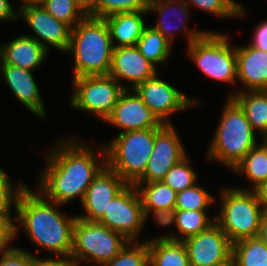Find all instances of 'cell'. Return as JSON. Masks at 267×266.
<instances>
[{"mask_svg":"<svg viewBox=\"0 0 267 266\" xmlns=\"http://www.w3.org/2000/svg\"><path fill=\"white\" fill-rule=\"evenodd\" d=\"M191 8H200L201 10L217 16L218 18H242L246 13L242 4L235 0H184ZM242 16V17H241Z\"/></svg>","mask_w":267,"mask_h":266,"instance_id":"cell-34","label":"cell"},{"mask_svg":"<svg viewBox=\"0 0 267 266\" xmlns=\"http://www.w3.org/2000/svg\"><path fill=\"white\" fill-rule=\"evenodd\" d=\"M48 51L34 38L20 35L0 46V64L14 65L33 71L47 59Z\"/></svg>","mask_w":267,"mask_h":266,"instance_id":"cell-21","label":"cell"},{"mask_svg":"<svg viewBox=\"0 0 267 266\" xmlns=\"http://www.w3.org/2000/svg\"><path fill=\"white\" fill-rule=\"evenodd\" d=\"M257 237L267 244V212L263 215L261 219L259 233Z\"/></svg>","mask_w":267,"mask_h":266,"instance_id":"cell-44","label":"cell"},{"mask_svg":"<svg viewBox=\"0 0 267 266\" xmlns=\"http://www.w3.org/2000/svg\"><path fill=\"white\" fill-rule=\"evenodd\" d=\"M214 266H236V262H235L234 257L231 255L224 262L218 263V264H216Z\"/></svg>","mask_w":267,"mask_h":266,"instance_id":"cell-45","label":"cell"},{"mask_svg":"<svg viewBox=\"0 0 267 266\" xmlns=\"http://www.w3.org/2000/svg\"><path fill=\"white\" fill-rule=\"evenodd\" d=\"M86 8L92 3V0H79Z\"/></svg>","mask_w":267,"mask_h":266,"instance_id":"cell-47","label":"cell"},{"mask_svg":"<svg viewBox=\"0 0 267 266\" xmlns=\"http://www.w3.org/2000/svg\"><path fill=\"white\" fill-rule=\"evenodd\" d=\"M113 45L104 18L87 15L71 29L66 54L73 57V77L108 75Z\"/></svg>","mask_w":267,"mask_h":266,"instance_id":"cell-3","label":"cell"},{"mask_svg":"<svg viewBox=\"0 0 267 266\" xmlns=\"http://www.w3.org/2000/svg\"><path fill=\"white\" fill-rule=\"evenodd\" d=\"M149 266H190L183 241L157 240L148 243Z\"/></svg>","mask_w":267,"mask_h":266,"instance_id":"cell-25","label":"cell"},{"mask_svg":"<svg viewBox=\"0 0 267 266\" xmlns=\"http://www.w3.org/2000/svg\"><path fill=\"white\" fill-rule=\"evenodd\" d=\"M214 197L199 184L177 192L176 210H208L214 203Z\"/></svg>","mask_w":267,"mask_h":266,"instance_id":"cell-35","label":"cell"},{"mask_svg":"<svg viewBox=\"0 0 267 266\" xmlns=\"http://www.w3.org/2000/svg\"><path fill=\"white\" fill-rule=\"evenodd\" d=\"M104 122L117 127L120 130L119 133L146 130L164 125L133 89L131 91L125 89L120 94L113 111Z\"/></svg>","mask_w":267,"mask_h":266,"instance_id":"cell-14","label":"cell"},{"mask_svg":"<svg viewBox=\"0 0 267 266\" xmlns=\"http://www.w3.org/2000/svg\"><path fill=\"white\" fill-rule=\"evenodd\" d=\"M70 106L89 112L105 121L116 105L120 94L127 89L110 75L72 78Z\"/></svg>","mask_w":267,"mask_h":266,"instance_id":"cell-9","label":"cell"},{"mask_svg":"<svg viewBox=\"0 0 267 266\" xmlns=\"http://www.w3.org/2000/svg\"><path fill=\"white\" fill-rule=\"evenodd\" d=\"M41 6L55 19L71 28L88 15L86 7L79 0H46Z\"/></svg>","mask_w":267,"mask_h":266,"instance_id":"cell-30","label":"cell"},{"mask_svg":"<svg viewBox=\"0 0 267 266\" xmlns=\"http://www.w3.org/2000/svg\"><path fill=\"white\" fill-rule=\"evenodd\" d=\"M190 266H214L232 255V243L214 223L207 230L183 241Z\"/></svg>","mask_w":267,"mask_h":266,"instance_id":"cell-15","label":"cell"},{"mask_svg":"<svg viewBox=\"0 0 267 266\" xmlns=\"http://www.w3.org/2000/svg\"><path fill=\"white\" fill-rule=\"evenodd\" d=\"M31 266H75L73 260L69 257L50 256L48 258H41L32 254Z\"/></svg>","mask_w":267,"mask_h":266,"instance_id":"cell-40","label":"cell"},{"mask_svg":"<svg viewBox=\"0 0 267 266\" xmlns=\"http://www.w3.org/2000/svg\"><path fill=\"white\" fill-rule=\"evenodd\" d=\"M140 53L155 66L165 64L171 54L172 43L152 26H147L136 44Z\"/></svg>","mask_w":267,"mask_h":266,"instance_id":"cell-28","label":"cell"},{"mask_svg":"<svg viewBox=\"0 0 267 266\" xmlns=\"http://www.w3.org/2000/svg\"><path fill=\"white\" fill-rule=\"evenodd\" d=\"M97 222L128 241H137L145 225V213L136 186L128 184L118 193Z\"/></svg>","mask_w":267,"mask_h":266,"instance_id":"cell-10","label":"cell"},{"mask_svg":"<svg viewBox=\"0 0 267 266\" xmlns=\"http://www.w3.org/2000/svg\"><path fill=\"white\" fill-rule=\"evenodd\" d=\"M127 242L128 240L122 235L97 221L76 218L70 258L75 266L86 262V264L102 266L111 261Z\"/></svg>","mask_w":267,"mask_h":266,"instance_id":"cell-8","label":"cell"},{"mask_svg":"<svg viewBox=\"0 0 267 266\" xmlns=\"http://www.w3.org/2000/svg\"><path fill=\"white\" fill-rule=\"evenodd\" d=\"M231 97L244 111L252 129L261 139H267V90L245 91L244 89L230 93Z\"/></svg>","mask_w":267,"mask_h":266,"instance_id":"cell-23","label":"cell"},{"mask_svg":"<svg viewBox=\"0 0 267 266\" xmlns=\"http://www.w3.org/2000/svg\"><path fill=\"white\" fill-rule=\"evenodd\" d=\"M258 201L267 212V180L262 182L259 186L254 189Z\"/></svg>","mask_w":267,"mask_h":266,"instance_id":"cell-43","label":"cell"},{"mask_svg":"<svg viewBox=\"0 0 267 266\" xmlns=\"http://www.w3.org/2000/svg\"><path fill=\"white\" fill-rule=\"evenodd\" d=\"M149 0H92L86 8L90 16L104 18L118 12L148 10Z\"/></svg>","mask_w":267,"mask_h":266,"instance_id":"cell-31","label":"cell"},{"mask_svg":"<svg viewBox=\"0 0 267 266\" xmlns=\"http://www.w3.org/2000/svg\"><path fill=\"white\" fill-rule=\"evenodd\" d=\"M18 8V17L23 18L28 27L33 30L32 32L37 35L27 36L34 38L48 52L51 51L50 46L66 53L72 29L68 24L55 19L41 5H19Z\"/></svg>","mask_w":267,"mask_h":266,"instance_id":"cell-13","label":"cell"},{"mask_svg":"<svg viewBox=\"0 0 267 266\" xmlns=\"http://www.w3.org/2000/svg\"><path fill=\"white\" fill-rule=\"evenodd\" d=\"M219 215L215 223L225 232L229 241L235 242L258 236L260 222L266 213L254 190L231 186L220 191Z\"/></svg>","mask_w":267,"mask_h":266,"instance_id":"cell-5","label":"cell"},{"mask_svg":"<svg viewBox=\"0 0 267 266\" xmlns=\"http://www.w3.org/2000/svg\"><path fill=\"white\" fill-rule=\"evenodd\" d=\"M14 9L9 0H0V20L13 21L18 19V13Z\"/></svg>","mask_w":267,"mask_h":266,"instance_id":"cell-42","label":"cell"},{"mask_svg":"<svg viewBox=\"0 0 267 266\" xmlns=\"http://www.w3.org/2000/svg\"><path fill=\"white\" fill-rule=\"evenodd\" d=\"M9 175L0 167V212H11L12 205H16L17 198L26 184L21 182L14 185Z\"/></svg>","mask_w":267,"mask_h":266,"instance_id":"cell-36","label":"cell"},{"mask_svg":"<svg viewBox=\"0 0 267 266\" xmlns=\"http://www.w3.org/2000/svg\"><path fill=\"white\" fill-rule=\"evenodd\" d=\"M11 214V212H0V256L13 247L10 244L13 239L15 240V218H12Z\"/></svg>","mask_w":267,"mask_h":266,"instance_id":"cell-37","label":"cell"},{"mask_svg":"<svg viewBox=\"0 0 267 266\" xmlns=\"http://www.w3.org/2000/svg\"><path fill=\"white\" fill-rule=\"evenodd\" d=\"M0 76L16 99L37 118H45L46 108L39 87L33 78V71L14 65L0 64Z\"/></svg>","mask_w":267,"mask_h":266,"instance_id":"cell-19","label":"cell"},{"mask_svg":"<svg viewBox=\"0 0 267 266\" xmlns=\"http://www.w3.org/2000/svg\"><path fill=\"white\" fill-rule=\"evenodd\" d=\"M158 72L156 66L140 53L136 45L113 49L108 75L114 77L120 84L122 80L127 81V89H134L137 85L155 77Z\"/></svg>","mask_w":267,"mask_h":266,"instance_id":"cell-17","label":"cell"},{"mask_svg":"<svg viewBox=\"0 0 267 266\" xmlns=\"http://www.w3.org/2000/svg\"><path fill=\"white\" fill-rule=\"evenodd\" d=\"M102 266H149L148 243L128 241L111 261Z\"/></svg>","mask_w":267,"mask_h":266,"instance_id":"cell-32","label":"cell"},{"mask_svg":"<svg viewBox=\"0 0 267 266\" xmlns=\"http://www.w3.org/2000/svg\"><path fill=\"white\" fill-rule=\"evenodd\" d=\"M207 210H176V228L177 233L172 231L156 238L146 239V243H151L157 240H177L184 241L185 239L198 235L207 230L215 223V216L211 218ZM209 216V217H208Z\"/></svg>","mask_w":267,"mask_h":266,"instance_id":"cell-24","label":"cell"},{"mask_svg":"<svg viewBox=\"0 0 267 266\" xmlns=\"http://www.w3.org/2000/svg\"><path fill=\"white\" fill-rule=\"evenodd\" d=\"M261 140L262 142L253 147L232 169L235 173L244 174L252 183L248 190H254L267 180V139Z\"/></svg>","mask_w":267,"mask_h":266,"instance_id":"cell-26","label":"cell"},{"mask_svg":"<svg viewBox=\"0 0 267 266\" xmlns=\"http://www.w3.org/2000/svg\"><path fill=\"white\" fill-rule=\"evenodd\" d=\"M32 254L13 245L4 255L0 256V266H31Z\"/></svg>","mask_w":267,"mask_h":266,"instance_id":"cell-38","label":"cell"},{"mask_svg":"<svg viewBox=\"0 0 267 266\" xmlns=\"http://www.w3.org/2000/svg\"><path fill=\"white\" fill-rule=\"evenodd\" d=\"M145 213V223L147 219L150 217V214H153L155 218V223L158 227H169L176 225V209H161L155 210L151 212H144Z\"/></svg>","mask_w":267,"mask_h":266,"instance_id":"cell-39","label":"cell"},{"mask_svg":"<svg viewBox=\"0 0 267 266\" xmlns=\"http://www.w3.org/2000/svg\"><path fill=\"white\" fill-rule=\"evenodd\" d=\"M128 184L113 170L105 166L88 187L81 206L85 214L76 215L86 221H98L111 200Z\"/></svg>","mask_w":267,"mask_h":266,"instance_id":"cell-16","label":"cell"},{"mask_svg":"<svg viewBox=\"0 0 267 266\" xmlns=\"http://www.w3.org/2000/svg\"><path fill=\"white\" fill-rule=\"evenodd\" d=\"M251 41V47L267 51V19L255 27Z\"/></svg>","mask_w":267,"mask_h":266,"instance_id":"cell-41","label":"cell"},{"mask_svg":"<svg viewBox=\"0 0 267 266\" xmlns=\"http://www.w3.org/2000/svg\"><path fill=\"white\" fill-rule=\"evenodd\" d=\"M237 80L247 91L267 90V51L236 45Z\"/></svg>","mask_w":267,"mask_h":266,"instance_id":"cell-20","label":"cell"},{"mask_svg":"<svg viewBox=\"0 0 267 266\" xmlns=\"http://www.w3.org/2000/svg\"><path fill=\"white\" fill-rule=\"evenodd\" d=\"M188 154L170 168L165 174L163 182L175 192L183 191L197 184V174L190 165Z\"/></svg>","mask_w":267,"mask_h":266,"instance_id":"cell-33","label":"cell"},{"mask_svg":"<svg viewBox=\"0 0 267 266\" xmlns=\"http://www.w3.org/2000/svg\"><path fill=\"white\" fill-rule=\"evenodd\" d=\"M189 10L190 6L184 0H149L148 5V13L155 12L159 17L157 23L153 25V28L159 31L171 43L174 42L175 32H184L187 35V46L207 32L205 30L197 31L195 28L191 29L186 27ZM174 16L180 19H177V21L174 20L177 24L174 21L175 24L169 22L170 19H174H172Z\"/></svg>","mask_w":267,"mask_h":266,"instance_id":"cell-18","label":"cell"},{"mask_svg":"<svg viewBox=\"0 0 267 266\" xmlns=\"http://www.w3.org/2000/svg\"><path fill=\"white\" fill-rule=\"evenodd\" d=\"M161 127L119 133L104 144L106 166L127 184H134L149 162L156 133Z\"/></svg>","mask_w":267,"mask_h":266,"instance_id":"cell-6","label":"cell"},{"mask_svg":"<svg viewBox=\"0 0 267 266\" xmlns=\"http://www.w3.org/2000/svg\"><path fill=\"white\" fill-rule=\"evenodd\" d=\"M224 104L206 156L232 170L258 144V137L244 111L231 97Z\"/></svg>","mask_w":267,"mask_h":266,"instance_id":"cell-4","label":"cell"},{"mask_svg":"<svg viewBox=\"0 0 267 266\" xmlns=\"http://www.w3.org/2000/svg\"><path fill=\"white\" fill-rule=\"evenodd\" d=\"M187 155L173 123L164 124L156 133L153 150L144 174L135 183L162 181L172 166Z\"/></svg>","mask_w":267,"mask_h":266,"instance_id":"cell-12","label":"cell"},{"mask_svg":"<svg viewBox=\"0 0 267 266\" xmlns=\"http://www.w3.org/2000/svg\"><path fill=\"white\" fill-rule=\"evenodd\" d=\"M20 5H42L46 0H21Z\"/></svg>","mask_w":267,"mask_h":266,"instance_id":"cell-46","label":"cell"},{"mask_svg":"<svg viewBox=\"0 0 267 266\" xmlns=\"http://www.w3.org/2000/svg\"><path fill=\"white\" fill-rule=\"evenodd\" d=\"M158 75L137 85L133 90L162 123L171 124L169 116L202 103V99L188 97Z\"/></svg>","mask_w":267,"mask_h":266,"instance_id":"cell-11","label":"cell"},{"mask_svg":"<svg viewBox=\"0 0 267 266\" xmlns=\"http://www.w3.org/2000/svg\"><path fill=\"white\" fill-rule=\"evenodd\" d=\"M223 33L209 30L187 46L193 64L210 79L226 84L237 81L236 46Z\"/></svg>","mask_w":267,"mask_h":266,"instance_id":"cell-7","label":"cell"},{"mask_svg":"<svg viewBox=\"0 0 267 266\" xmlns=\"http://www.w3.org/2000/svg\"><path fill=\"white\" fill-rule=\"evenodd\" d=\"M77 139H58L46 152V164L39 176L37 191L59 205L68 204L76 197L82 203L88 187L106 166L103 145L99 147V155L93 151L94 147Z\"/></svg>","mask_w":267,"mask_h":266,"instance_id":"cell-1","label":"cell"},{"mask_svg":"<svg viewBox=\"0 0 267 266\" xmlns=\"http://www.w3.org/2000/svg\"><path fill=\"white\" fill-rule=\"evenodd\" d=\"M149 15L148 10L118 12L104 17L109 28L114 48L135 46L147 27L142 16Z\"/></svg>","mask_w":267,"mask_h":266,"instance_id":"cell-22","label":"cell"},{"mask_svg":"<svg viewBox=\"0 0 267 266\" xmlns=\"http://www.w3.org/2000/svg\"><path fill=\"white\" fill-rule=\"evenodd\" d=\"M236 266H267V244L258 237L246 238L232 244Z\"/></svg>","mask_w":267,"mask_h":266,"instance_id":"cell-29","label":"cell"},{"mask_svg":"<svg viewBox=\"0 0 267 266\" xmlns=\"http://www.w3.org/2000/svg\"><path fill=\"white\" fill-rule=\"evenodd\" d=\"M134 185L140 195L144 212L175 208L177 192L163 181Z\"/></svg>","mask_w":267,"mask_h":266,"instance_id":"cell-27","label":"cell"},{"mask_svg":"<svg viewBox=\"0 0 267 266\" xmlns=\"http://www.w3.org/2000/svg\"><path fill=\"white\" fill-rule=\"evenodd\" d=\"M60 206L63 205L45 199L38 191L36 193L26 185L14 208L15 238L21 227L40 250L48 251L50 255L70 258L77 217L61 213Z\"/></svg>","mask_w":267,"mask_h":266,"instance_id":"cell-2","label":"cell"}]
</instances>
